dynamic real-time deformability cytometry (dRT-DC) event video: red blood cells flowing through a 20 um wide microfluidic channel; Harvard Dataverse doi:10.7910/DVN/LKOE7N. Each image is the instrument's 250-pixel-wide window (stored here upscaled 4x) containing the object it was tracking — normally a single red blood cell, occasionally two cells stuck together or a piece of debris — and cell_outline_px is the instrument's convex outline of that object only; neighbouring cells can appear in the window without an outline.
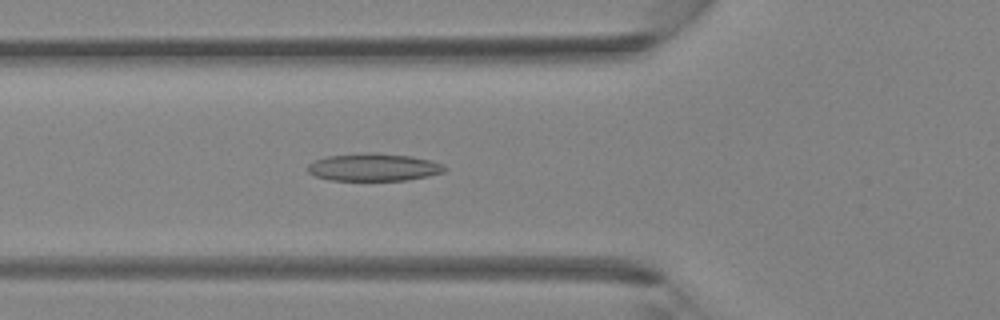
{"species": "Egyptian fruit bat (a non-hibernating species)", "species_latin": "Rousettus aegyptiacus", "temperature_condition": "room temperature", "stored_images_in_passage": 41, "camera_frame_rate_fps": 3000, "um_per_image_px": 0.085, "animal": {"sex": "female"}, "frame": {"image": 1, "passage_image": 15, "time_ms": 4.667, "image_size_px": [1000, 320], "cell_outline_px": [[448, 168], [444, 172], [428, 176], [408, 180], [328, 180], [316, 176], [308, 172], [308, 164], [316, 160], [328, 156], [372, 152], [376, 152], [412, 156], [444, 164]], "centroid_in_image_um": [31.8, 14.21], "position_along_channel_um": 94.0, "area_um2": 22.02}}
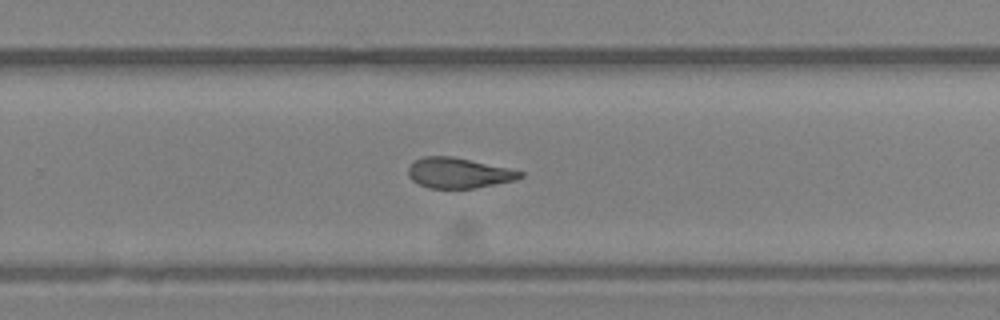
{"frame": {"image": 2, "passage_image": 27, "time_ms": 8.667, "image_size_px": [1000, 320], "cell_outline_px": [[524, 176], [516, 180], [476, 188], [428, 188], [412, 180], [408, 176], [408, 168], [416, 160], [424, 156], [452, 156], [508, 168], [524, 172]], "centroid_in_image_um": [39.0, 14.7], "position_along_channel_um": 290.8, "area_um2": 19.71}}
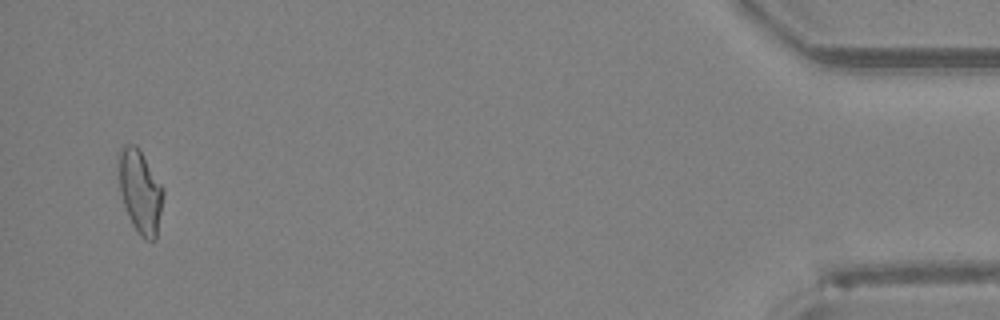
{"frame": {"image": 3, "passage_image": 40, "time_ms": 13.0, "image_size_px": [1000, 320], "cell_outline_px": [[164, 196], [156, 240], [144, 240], [140, 236], [132, 224], [128, 216], [120, 192], [120, 148], [124, 144], [136, 144], [140, 148], [164, 188]], "centroid_in_image_um": [11.96, 16.29], "position_along_channel_um": 423.2, "area_um2": 21.68}}